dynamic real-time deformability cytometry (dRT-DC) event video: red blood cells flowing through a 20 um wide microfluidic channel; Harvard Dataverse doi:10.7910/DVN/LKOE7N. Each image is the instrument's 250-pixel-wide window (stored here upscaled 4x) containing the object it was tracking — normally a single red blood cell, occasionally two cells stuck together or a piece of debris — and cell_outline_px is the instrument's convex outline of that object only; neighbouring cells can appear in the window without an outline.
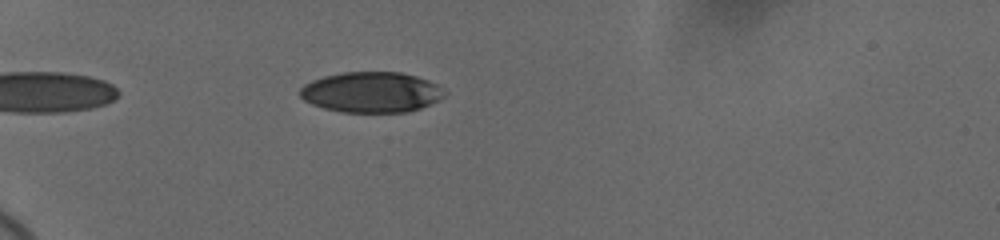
{"species": "human", "species_latin": "Homo sapiens", "temperature_condition": "cold", "stored_images_in_passage": 12, "camera_frame_rate_fps": 3000, "um_per_image_px": 0.085, "donor": {"sex": "female"}, "frame": {"image": 1, "passage_image": 1, "time_ms": 0.0, "image_size_px": [1000, 240], "cell_outline_px": [[448, 92], [444, 96], [420, 108], [404, 112], [344, 112], [324, 108], [312, 104], [304, 100], [300, 96], [300, 88], [304, 84], [312, 80], [324, 76], [344, 72], [400, 72], [416, 76], [428, 80], [436, 84]], "centroid_in_image_um": [31.55, 7.83], "position_along_channel_um": 53.4, "area_um2": 33.99}}
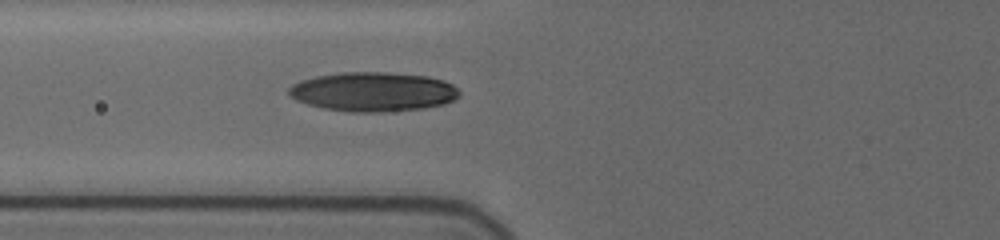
{"frame": {"image": 2, "passage_image": 10, "time_ms": 2.0, "image_size_px": [1000, 240], "cell_outline_px": [[460, 96], [444, 104], [424, 108], [376, 112], [352, 112], [324, 108], [308, 104], [296, 100], [288, 92], [288, 88], [292, 84], [300, 80], [316, 76], [344, 72], [388, 72], [428, 76], [444, 80], [452, 84], [460, 92]], "centroid_in_image_um": [31.72, 7.79], "position_along_channel_um": 94.1, "area_um2": 39.02}}